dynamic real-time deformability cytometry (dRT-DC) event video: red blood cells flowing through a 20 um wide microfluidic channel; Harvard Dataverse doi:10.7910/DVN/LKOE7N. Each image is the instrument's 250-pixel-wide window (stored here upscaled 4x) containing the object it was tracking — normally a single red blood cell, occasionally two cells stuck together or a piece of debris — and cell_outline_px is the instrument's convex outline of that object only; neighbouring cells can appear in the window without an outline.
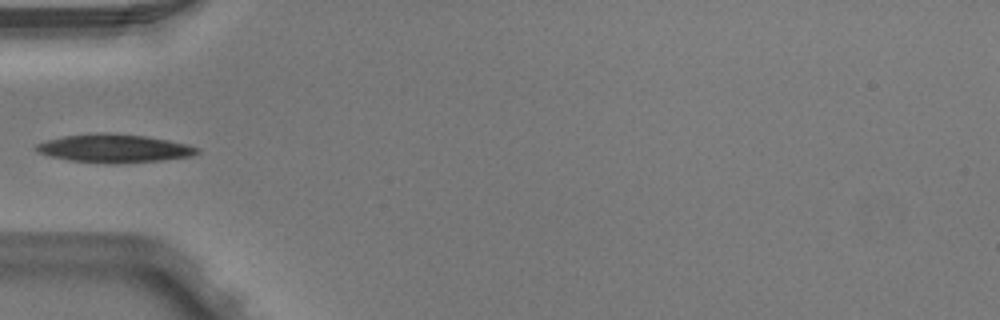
{"species": "Egyptian fruit bat (a non-hibernating species)", "species_latin": "Rousettus aegyptiacus", "temperature_condition": "warm", "stored_images_in_passage": 4, "camera_frame_rate_fps": 3000, "um_per_image_px": 0.085, "animal": {"sex": "male"}, "frame": {"image": 1, "passage_image": 4, "time_ms": 1.0, "image_size_px": [1000, 320], "cell_outline_px": [[200, 152], [192, 156], [160, 160], [120, 164], [108, 164], [68, 160], [48, 156], [36, 152], [36, 144], [48, 140], [64, 136], [96, 132], [108, 132], [144, 136], [168, 140], [188, 144], [200, 148]], "centroid_in_image_um": [9.7, 12.62], "position_along_channel_um": 75.3, "area_um2": 26.82}}